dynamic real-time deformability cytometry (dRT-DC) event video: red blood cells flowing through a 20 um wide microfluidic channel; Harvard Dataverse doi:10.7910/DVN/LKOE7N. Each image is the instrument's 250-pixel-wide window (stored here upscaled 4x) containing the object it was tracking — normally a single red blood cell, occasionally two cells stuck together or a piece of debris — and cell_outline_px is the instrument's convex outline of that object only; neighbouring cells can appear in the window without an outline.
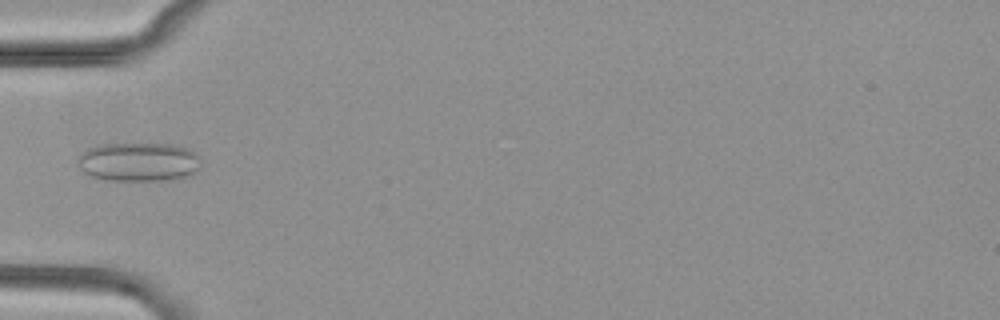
{"species": "common noctule bat (a hibernating species)", "species_latin": "Nyctalus noctula", "temperature_condition": "cold", "stored_images_in_passage": 4, "camera_frame_rate_fps": 3000, "um_per_image_px": 0.085, "animal": {"sex": "female", "body_mass_g": 29.2, "forearm_length_mm": 56.3}, "frame": {"image": 1, "passage_image": 4, "time_ms": 4.0, "image_size_px": [1000, 320], "cell_outline_px": [[200, 164], [196, 172], [184, 176], [164, 180], [108, 180], [92, 176], [84, 172], [80, 168], [76, 160], [76, 156], [80, 152], [88, 148], [100, 144], [172, 144], [188, 148], [200, 160]], "centroid_in_image_um": [11.72, 13.75], "position_along_channel_um": 73.3, "area_um2": 27.86}}